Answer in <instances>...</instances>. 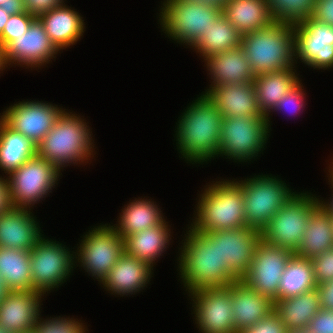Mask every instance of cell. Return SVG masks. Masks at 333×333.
Here are the masks:
<instances>
[{
  "instance_id": "2",
  "label": "cell",
  "mask_w": 333,
  "mask_h": 333,
  "mask_svg": "<svg viewBox=\"0 0 333 333\" xmlns=\"http://www.w3.org/2000/svg\"><path fill=\"white\" fill-rule=\"evenodd\" d=\"M184 235L177 268L187 293L204 288H224L239 280L221 259L219 243L208 233L196 232L188 225Z\"/></svg>"
},
{
  "instance_id": "43",
  "label": "cell",
  "mask_w": 333,
  "mask_h": 333,
  "mask_svg": "<svg viewBox=\"0 0 333 333\" xmlns=\"http://www.w3.org/2000/svg\"><path fill=\"white\" fill-rule=\"evenodd\" d=\"M26 12L35 17L40 16L60 5L65 4V0H23Z\"/></svg>"
},
{
  "instance_id": "7",
  "label": "cell",
  "mask_w": 333,
  "mask_h": 333,
  "mask_svg": "<svg viewBox=\"0 0 333 333\" xmlns=\"http://www.w3.org/2000/svg\"><path fill=\"white\" fill-rule=\"evenodd\" d=\"M272 174L255 175L238 180L244 196L246 226L261 231L269 224L277 211L297 193L285 181Z\"/></svg>"
},
{
  "instance_id": "6",
  "label": "cell",
  "mask_w": 333,
  "mask_h": 333,
  "mask_svg": "<svg viewBox=\"0 0 333 333\" xmlns=\"http://www.w3.org/2000/svg\"><path fill=\"white\" fill-rule=\"evenodd\" d=\"M159 11L162 31L177 43L192 48L221 15L222 7L195 0H163Z\"/></svg>"
},
{
  "instance_id": "5",
  "label": "cell",
  "mask_w": 333,
  "mask_h": 333,
  "mask_svg": "<svg viewBox=\"0 0 333 333\" xmlns=\"http://www.w3.org/2000/svg\"><path fill=\"white\" fill-rule=\"evenodd\" d=\"M240 47L255 75L297 66L293 23L274 21L268 27L243 34Z\"/></svg>"
},
{
  "instance_id": "38",
  "label": "cell",
  "mask_w": 333,
  "mask_h": 333,
  "mask_svg": "<svg viewBox=\"0 0 333 333\" xmlns=\"http://www.w3.org/2000/svg\"><path fill=\"white\" fill-rule=\"evenodd\" d=\"M35 18V16L28 14L26 11L10 15L4 30L0 34L1 50H3L12 40L25 34Z\"/></svg>"
},
{
  "instance_id": "3",
  "label": "cell",
  "mask_w": 333,
  "mask_h": 333,
  "mask_svg": "<svg viewBox=\"0 0 333 333\" xmlns=\"http://www.w3.org/2000/svg\"><path fill=\"white\" fill-rule=\"evenodd\" d=\"M212 181L207 184L196 206L190 228L207 233L246 226L244 196L237 179Z\"/></svg>"
},
{
  "instance_id": "22",
  "label": "cell",
  "mask_w": 333,
  "mask_h": 333,
  "mask_svg": "<svg viewBox=\"0 0 333 333\" xmlns=\"http://www.w3.org/2000/svg\"><path fill=\"white\" fill-rule=\"evenodd\" d=\"M204 93L223 118L264 116L258 107L253 82L212 86Z\"/></svg>"
},
{
  "instance_id": "16",
  "label": "cell",
  "mask_w": 333,
  "mask_h": 333,
  "mask_svg": "<svg viewBox=\"0 0 333 333\" xmlns=\"http://www.w3.org/2000/svg\"><path fill=\"white\" fill-rule=\"evenodd\" d=\"M43 101L23 100L7 107L0 119L13 131L38 145L65 110Z\"/></svg>"
},
{
  "instance_id": "35",
  "label": "cell",
  "mask_w": 333,
  "mask_h": 333,
  "mask_svg": "<svg viewBox=\"0 0 333 333\" xmlns=\"http://www.w3.org/2000/svg\"><path fill=\"white\" fill-rule=\"evenodd\" d=\"M36 145L0 119V169L7 175L36 155Z\"/></svg>"
},
{
  "instance_id": "53",
  "label": "cell",
  "mask_w": 333,
  "mask_h": 333,
  "mask_svg": "<svg viewBox=\"0 0 333 333\" xmlns=\"http://www.w3.org/2000/svg\"><path fill=\"white\" fill-rule=\"evenodd\" d=\"M6 68L4 67V65H3V61H2V50H1V48H0V73L2 72V71H4Z\"/></svg>"
},
{
  "instance_id": "11",
  "label": "cell",
  "mask_w": 333,
  "mask_h": 333,
  "mask_svg": "<svg viewBox=\"0 0 333 333\" xmlns=\"http://www.w3.org/2000/svg\"><path fill=\"white\" fill-rule=\"evenodd\" d=\"M46 238L43 236L30 251L31 283L35 291L43 294L61 287L76 266L74 251Z\"/></svg>"
},
{
  "instance_id": "36",
  "label": "cell",
  "mask_w": 333,
  "mask_h": 333,
  "mask_svg": "<svg viewBox=\"0 0 333 333\" xmlns=\"http://www.w3.org/2000/svg\"><path fill=\"white\" fill-rule=\"evenodd\" d=\"M274 21L297 23L312 15L316 0H266Z\"/></svg>"
},
{
  "instance_id": "24",
  "label": "cell",
  "mask_w": 333,
  "mask_h": 333,
  "mask_svg": "<svg viewBox=\"0 0 333 333\" xmlns=\"http://www.w3.org/2000/svg\"><path fill=\"white\" fill-rule=\"evenodd\" d=\"M75 10L63 4L37 17L59 53L76 44L85 32L84 19Z\"/></svg>"
},
{
  "instance_id": "17",
  "label": "cell",
  "mask_w": 333,
  "mask_h": 333,
  "mask_svg": "<svg viewBox=\"0 0 333 333\" xmlns=\"http://www.w3.org/2000/svg\"><path fill=\"white\" fill-rule=\"evenodd\" d=\"M58 51L36 17L25 34L12 40L2 50V61L4 67L18 64L17 66L24 65L22 68L39 69L40 66L52 62L51 59L56 57Z\"/></svg>"
},
{
  "instance_id": "9",
  "label": "cell",
  "mask_w": 333,
  "mask_h": 333,
  "mask_svg": "<svg viewBox=\"0 0 333 333\" xmlns=\"http://www.w3.org/2000/svg\"><path fill=\"white\" fill-rule=\"evenodd\" d=\"M269 135L266 116L223 118L217 157L225 155L235 163L256 159L264 151Z\"/></svg>"
},
{
  "instance_id": "14",
  "label": "cell",
  "mask_w": 333,
  "mask_h": 333,
  "mask_svg": "<svg viewBox=\"0 0 333 333\" xmlns=\"http://www.w3.org/2000/svg\"><path fill=\"white\" fill-rule=\"evenodd\" d=\"M195 324L202 333H237L232 313L231 284L224 288H204L188 293Z\"/></svg>"
},
{
  "instance_id": "19",
  "label": "cell",
  "mask_w": 333,
  "mask_h": 333,
  "mask_svg": "<svg viewBox=\"0 0 333 333\" xmlns=\"http://www.w3.org/2000/svg\"><path fill=\"white\" fill-rule=\"evenodd\" d=\"M44 294L35 291H7L0 302V325L10 333H27L41 316V298Z\"/></svg>"
},
{
  "instance_id": "54",
  "label": "cell",
  "mask_w": 333,
  "mask_h": 333,
  "mask_svg": "<svg viewBox=\"0 0 333 333\" xmlns=\"http://www.w3.org/2000/svg\"><path fill=\"white\" fill-rule=\"evenodd\" d=\"M0 333H10V332H7L1 325H0Z\"/></svg>"
},
{
  "instance_id": "40",
  "label": "cell",
  "mask_w": 333,
  "mask_h": 333,
  "mask_svg": "<svg viewBox=\"0 0 333 333\" xmlns=\"http://www.w3.org/2000/svg\"><path fill=\"white\" fill-rule=\"evenodd\" d=\"M317 285L333 280V247L311 258Z\"/></svg>"
},
{
  "instance_id": "15",
  "label": "cell",
  "mask_w": 333,
  "mask_h": 333,
  "mask_svg": "<svg viewBox=\"0 0 333 333\" xmlns=\"http://www.w3.org/2000/svg\"><path fill=\"white\" fill-rule=\"evenodd\" d=\"M293 254L289 249L270 245L261 239L255 248L249 271L242 281L275 302L278 300L281 276Z\"/></svg>"
},
{
  "instance_id": "48",
  "label": "cell",
  "mask_w": 333,
  "mask_h": 333,
  "mask_svg": "<svg viewBox=\"0 0 333 333\" xmlns=\"http://www.w3.org/2000/svg\"><path fill=\"white\" fill-rule=\"evenodd\" d=\"M329 166V174L327 173V177H329L328 182H330L329 185L331 184V189H333V164H330ZM331 196L332 198L330 197V200L328 199L327 202L320 199L319 204L322 205L333 216V193L331 194Z\"/></svg>"
},
{
  "instance_id": "1",
  "label": "cell",
  "mask_w": 333,
  "mask_h": 333,
  "mask_svg": "<svg viewBox=\"0 0 333 333\" xmlns=\"http://www.w3.org/2000/svg\"><path fill=\"white\" fill-rule=\"evenodd\" d=\"M190 104L176 123V146L186 163H207L219 153L223 117L203 92Z\"/></svg>"
},
{
  "instance_id": "28",
  "label": "cell",
  "mask_w": 333,
  "mask_h": 333,
  "mask_svg": "<svg viewBox=\"0 0 333 333\" xmlns=\"http://www.w3.org/2000/svg\"><path fill=\"white\" fill-rule=\"evenodd\" d=\"M222 14L242 35L274 22L266 0H228Z\"/></svg>"
},
{
  "instance_id": "25",
  "label": "cell",
  "mask_w": 333,
  "mask_h": 333,
  "mask_svg": "<svg viewBox=\"0 0 333 333\" xmlns=\"http://www.w3.org/2000/svg\"><path fill=\"white\" fill-rule=\"evenodd\" d=\"M204 62L209 71L208 74L211 76L210 79H212L210 87L250 83L256 77L240 46L215 54Z\"/></svg>"
},
{
  "instance_id": "4",
  "label": "cell",
  "mask_w": 333,
  "mask_h": 333,
  "mask_svg": "<svg viewBox=\"0 0 333 333\" xmlns=\"http://www.w3.org/2000/svg\"><path fill=\"white\" fill-rule=\"evenodd\" d=\"M84 120V117L65 109L37 145L36 154L62 171L69 163L87 164L94 157L95 146L92 130Z\"/></svg>"
},
{
  "instance_id": "21",
  "label": "cell",
  "mask_w": 333,
  "mask_h": 333,
  "mask_svg": "<svg viewBox=\"0 0 333 333\" xmlns=\"http://www.w3.org/2000/svg\"><path fill=\"white\" fill-rule=\"evenodd\" d=\"M152 274L153 267L149 263L124 251L100 285L114 296H130L145 289Z\"/></svg>"
},
{
  "instance_id": "44",
  "label": "cell",
  "mask_w": 333,
  "mask_h": 333,
  "mask_svg": "<svg viewBox=\"0 0 333 333\" xmlns=\"http://www.w3.org/2000/svg\"><path fill=\"white\" fill-rule=\"evenodd\" d=\"M311 18L333 26V0H316Z\"/></svg>"
},
{
  "instance_id": "42",
  "label": "cell",
  "mask_w": 333,
  "mask_h": 333,
  "mask_svg": "<svg viewBox=\"0 0 333 333\" xmlns=\"http://www.w3.org/2000/svg\"><path fill=\"white\" fill-rule=\"evenodd\" d=\"M307 328L314 333H333V311L321 308Z\"/></svg>"
},
{
  "instance_id": "51",
  "label": "cell",
  "mask_w": 333,
  "mask_h": 333,
  "mask_svg": "<svg viewBox=\"0 0 333 333\" xmlns=\"http://www.w3.org/2000/svg\"><path fill=\"white\" fill-rule=\"evenodd\" d=\"M286 333H314V332H311L308 328H296V329H288Z\"/></svg>"
},
{
  "instance_id": "32",
  "label": "cell",
  "mask_w": 333,
  "mask_h": 333,
  "mask_svg": "<svg viewBox=\"0 0 333 333\" xmlns=\"http://www.w3.org/2000/svg\"><path fill=\"white\" fill-rule=\"evenodd\" d=\"M0 277L7 291L35 290L31 283L30 251L0 247Z\"/></svg>"
},
{
  "instance_id": "55",
  "label": "cell",
  "mask_w": 333,
  "mask_h": 333,
  "mask_svg": "<svg viewBox=\"0 0 333 333\" xmlns=\"http://www.w3.org/2000/svg\"><path fill=\"white\" fill-rule=\"evenodd\" d=\"M6 0H0V5L4 4Z\"/></svg>"
},
{
  "instance_id": "23",
  "label": "cell",
  "mask_w": 333,
  "mask_h": 333,
  "mask_svg": "<svg viewBox=\"0 0 333 333\" xmlns=\"http://www.w3.org/2000/svg\"><path fill=\"white\" fill-rule=\"evenodd\" d=\"M231 302L237 333L252 327L274 311V302L270 298L262 296L242 280L231 284Z\"/></svg>"
},
{
  "instance_id": "12",
  "label": "cell",
  "mask_w": 333,
  "mask_h": 333,
  "mask_svg": "<svg viewBox=\"0 0 333 333\" xmlns=\"http://www.w3.org/2000/svg\"><path fill=\"white\" fill-rule=\"evenodd\" d=\"M82 238L75 250V263L100 284L124 252V239L111 224L95 226Z\"/></svg>"
},
{
  "instance_id": "52",
  "label": "cell",
  "mask_w": 333,
  "mask_h": 333,
  "mask_svg": "<svg viewBox=\"0 0 333 333\" xmlns=\"http://www.w3.org/2000/svg\"><path fill=\"white\" fill-rule=\"evenodd\" d=\"M6 293H7V289L3 285L2 279L0 277V302L2 301V299H3V297L5 296Z\"/></svg>"
},
{
  "instance_id": "41",
  "label": "cell",
  "mask_w": 333,
  "mask_h": 333,
  "mask_svg": "<svg viewBox=\"0 0 333 333\" xmlns=\"http://www.w3.org/2000/svg\"><path fill=\"white\" fill-rule=\"evenodd\" d=\"M287 329L273 311L269 316L240 333H286Z\"/></svg>"
},
{
  "instance_id": "26",
  "label": "cell",
  "mask_w": 333,
  "mask_h": 333,
  "mask_svg": "<svg viewBox=\"0 0 333 333\" xmlns=\"http://www.w3.org/2000/svg\"><path fill=\"white\" fill-rule=\"evenodd\" d=\"M294 68L257 74L253 80L258 107L262 114L266 116L270 131L269 114H271V110L300 81L299 74Z\"/></svg>"
},
{
  "instance_id": "50",
  "label": "cell",
  "mask_w": 333,
  "mask_h": 333,
  "mask_svg": "<svg viewBox=\"0 0 333 333\" xmlns=\"http://www.w3.org/2000/svg\"><path fill=\"white\" fill-rule=\"evenodd\" d=\"M197 2L209 3L216 6H223L228 0H195Z\"/></svg>"
},
{
  "instance_id": "30",
  "label": "cell",
  "mask_w": 333,
  "mask_h": 333,
  "mask_svg": "<svg viewBox=\"0 0 333 333\" xmlns=\"http://www.w3.org/2000/svg\"><path fill=\"white\" fill-rule=\"evenodd\" d=\"M138 198L127 203L119 213L118 223L111 225L123 239L166 222L161 209L152 199Z\"/></svg>"
},
{
  "instance_id": "31",
  "label": "cell",
  "mask_w": 333,
  "mask_h": 333,
  "mask_svg": "<svg viewBox=\"0 0 333 333\" xmlns=\"http://www.w3.org/2000/svg\"><path fill=\"white\" fill-rule=\"evenodd\" d=\"M321 309L317 289L274 302V312L288 329L307 328Z\"/></svg>"
},
{
  "instance_id": "46",
  "label": "cell",
  "mask_w": 333,
  "mask_h": 333,
  "mask_svg": "<svg viewBox=\"0 0 333 333\" xmlns=\"http://www.w3.org/2000/svg\"><path fill=\"white\" fill-rule=\"evenodd\" d=\"M0 7L10 15L26 11L23 0H6Z\"/></svg>"
},
{
  "instance_id": "37",
  "label": "cell",
  "mask_w": 333,
  "mask_h": 333,
  "mask_svg": "<svg viewBox=\"0 0 333 333\" xmlns=\"http://www.w3.org/2000/svg\"><path fill=\"white\" fill-rule=\"evenodd\" d=\"M86 331L87 327L81 320L61 316L46 319L40 316L34 327L35 333H86Z\"/></svg>"
},
{
  "instance_id": "49",
  "label": "cell",
  "mask_w": 333,
  "mask_h": 333,
  "mask_svg": "<svg viewBox=\"0 0 333 333\" xmlns=\"http://www.w3.org/2000/svg\"><path fill=\"white\" fill-rule=\"evenodd\" d=\"M10 14L0 7V34L4 30L5 24L8 21Z\"/></svg>"
},
{
  "instance_id": "18",
  "label": "cell",
  "mask_w": 333,
  "mask_h": 333,
  "mask_svg": "<svg viewBox=\"0 0 333 333\" xmlns=\"http://www.w3.org/2000/svg\"><path fill=\"white\" fill-rule=\"evenodd\" d=\"M217 243L221 259L228 269L242 280L249 271L261 231L251 227L207 232Z\"/></svg>"
},
{
  "instance_id": "10",
  "label": "cell",
  "mask_w": 333,
  "mask_h": 333,
  "mask_svg": "<svg viewBox=\"0 0 333 333\" xmlns=\"http://www.w3.org/2000/svg\"><path fill=\"white\" fill-rule=\"evenodd\" d=\"M316 195L298 192L282 206L262 230L261 238L268 244L297 250L313 208L319 203Z\"/></svg>"
},
{
  "instance_id": "45",
  "label": "cell",
  "mask_w": 333,
  "mask_h": 333,
  "mask_svg": "<svg viewBox=\"0 0 333 333\" xmlns=\"http://www.w3.org/2000/svg\"><path fill=\"white\" fill-rule=\"evenodd\" d=\"M316 289L319 293L321 308L333 311V280L317 285Z\"/></svg>"
},
{
  "instance_id": "8",
  "label": "cell",
  "mask_w": 333,
  "mask_h": 333,
  "mask_svg": "<svg viewBox=\"0 0 333 333\" xmlns=\"http://www.w3.org/2000/svg\"><path fill=\"white\" fill-rule=\"evenodd\" d=\"M60 175L61 170L56 165L37 154L31 157L7 174L10 206L32 209V206L52 192Z\"/></svg>"
},
{
  "instance_id": "34",
  "label": "cell",
  "mask_w": 333,
  "mask_h": 333,
  "mask_svg": "<svg viewBox=\"0 0 333 333\" xmlns=\"http://www.w3.org/2000/svg\"><path fill=\"white\" fill-rule=\"evenodd\" d=\"M316 287L311 259L293 254L280 279L278 300L297 296Z\"/></svg>"
},
{
  "instance_id": "13",
  "label": "cell",
  "mask_w": 333,
  "mask_h": 333,
  "mask_svg": "<svg viewBox=\"0 0 333 333\" xmlns=\"http://www.w3.org/2000/svg\"><path fill=\"white\" fill-rule=\"evenodd\" d=\"M293 32L295 64L299 58L313 69L333 67V26L309 17L294 23Z\"/></svg>"
},
{
  "instance_id": "27",
  "label": "cell",
  "mask_w": 333,
  "mask_h": 333,
  "mask_svg": "<svg viewBox=\"0 0 333 333\" xmlns=\"http://www.w3.org/2000/svg\"><path fill=\"white\" fill-rule=\"evenodd\" d=\"M332 247L333 217L318 203L312 210L302 240L294 255L311 259Z\"/></svg>"
},
{
  "instance_id": "33",
  "label": "cell",
  "mask_w": 333,
  "mask_h": 333,
  "mask_svg": "<svg viewBox=\"0 0 333 333\" xmlns=\"http://www.w3.org/2000/svg\"><path fill=\"white\" fill-rule=\"evenodd\" d=\"M241 40L242 34L222 14L203 31L201 38L192 48L205 61L215 54L239 47Z\"/></svg>"
},
{
  "instance_id": "29",
  "label": "cell",
  "mask_w": 333,
  "mask_h": 333,
  "mask_svg": "<svg viewBox=\"0 0 333 333\" xmlns=\"http://www.w3.org/2000/svg\"><path fill=\"white\" fill-rule=\"evenodd\" d=\"M168 222L147 228L141 232L124 238V251L139 260L149 263L152 267L162 256L171 240V229Z\"/></svg>"
},
{
  "instance_id": "20",
  "label": "cell",
  "mask_w": 333,
  "mask_h": 333,
  "mask_svg": "<svg viewBox=\"0 0 333 333\" xmlns=\"http://www.w3.org/2000/svg\"><path fill=\"white\" fill-rule=\"evenodd\" d=\"M31 209L9 206L0 213V247L31 251L44 236Z\"/></svg>"
},
{
  "instance_id": "47",
  "label": "cell",
  "mask_w": 333,
  "mask_h": 333,
  "mask_svg": "<svg viewBox=\"0 0 333 333\" xmlns=\"http://www.w3.org/2000/svg\"><path fill=\"white\" fill-rule=\"evenodd\" d=\"M6 177L0 176V213L10 206Z\"/></svg>"
},
{
  "instance_id": "39",
  "label": "cell",
  "mask_w": 333,
  "mask_h": 333,
  "mask_svg": "<svg viewBox=\"0 0 333 333\" xmlns=\"http://www.w3.org/2000/svg\"><path fill=\"white\" fill-rule=\"evenodd\" d=\"M303 88V89H302ZM304 87L301 80L293 86L285 95L284 97L276 104L273 108V112L276 111H287L291 114L294 113L295 115L299 114V112H303V108L306 106L304 101L306 97V93H304ZM293 115V116H295Z\"/></svg>"
}]
</instances>
